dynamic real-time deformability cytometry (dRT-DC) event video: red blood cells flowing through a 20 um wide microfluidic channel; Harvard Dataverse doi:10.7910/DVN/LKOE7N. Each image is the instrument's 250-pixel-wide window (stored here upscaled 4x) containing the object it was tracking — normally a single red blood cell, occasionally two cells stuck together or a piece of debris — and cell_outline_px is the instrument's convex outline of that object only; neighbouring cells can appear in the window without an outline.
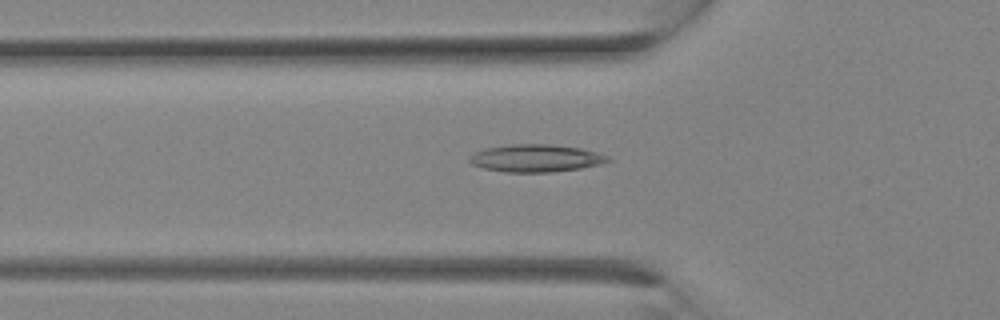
{"species": "Egyptian fruit bat (a non-hibernating species)", "species_latin": "Rousettus aegyptiacus", "temperature_condition": "room temperature", "stored_images_in_passage": 16, "camera_frame_rate_fps": 3000, "um_per_image_px": 0.085, "animal": {"sex": "female"}, "frame": {"image": 1, "passage_image": 10, "time_ms": 3.0, "image_size_px": [1000, 320], "cell_outline_px": [[612, 160], [600, 164], [580, 168], [552, 172], [504, 172], [484, 168], [472, 164], [468, 160], [468, 156], [472, 152], [484, 148], [512, 144], [548, 144], [580, 148], [596, 152], [608, 156]], "centroid_in_image_um": [45.5, 13.44], "position_along_channel_um": 80.3, "area_um2": 22.25}}
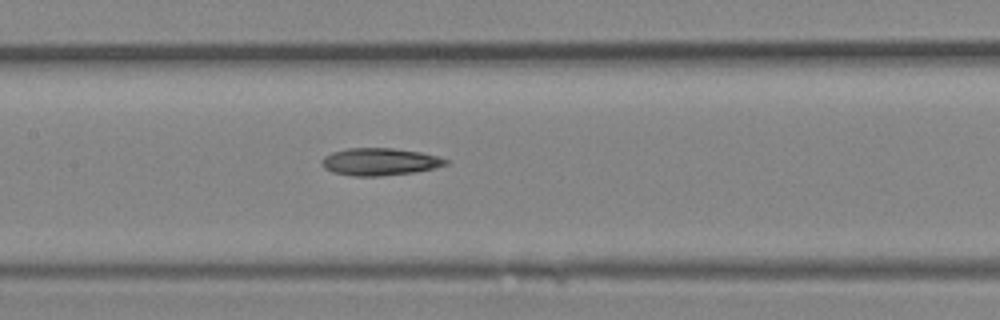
{"frame": {"image": 2, "passage_image": 14, "time_ms": 4.333, "image_size_px": [1000, 320], "cell_outline_px": [[448, 164], [436, 168], [416, 172], [380, 176], [352, 176], [332, 172], [324, 168], [320, 164], [320, 160], [324, 156], [332, 152], [348, 148], [392, 148], [420, 152], [440, 156], [448, 160]], "centroid_in_image_um": [32.27, 13.75], "position_along_channel_um": 175.1, "area_um2": 20.0}}
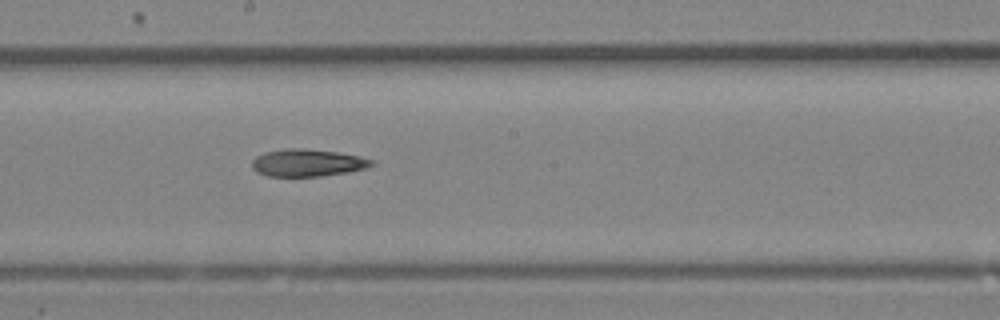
{"frame": {"image": 3, "passage_image": 16, "time_ms": 5.0, "image_size_px": [1000, 320], "cell_outline_px": [[376, 164], [368, 168], [348, 172], [320, 176], [268, 176], [256, 172], [252, 168], [252, 160], [256, 156], [264, 152], [284, 148], [300, 148], [336, 152], [360, 156], [376, 160]], "centroid_in_image_um": [26.16, 13.83], "position_along_channel_um": 222.0, "area_um2": 19.25}}